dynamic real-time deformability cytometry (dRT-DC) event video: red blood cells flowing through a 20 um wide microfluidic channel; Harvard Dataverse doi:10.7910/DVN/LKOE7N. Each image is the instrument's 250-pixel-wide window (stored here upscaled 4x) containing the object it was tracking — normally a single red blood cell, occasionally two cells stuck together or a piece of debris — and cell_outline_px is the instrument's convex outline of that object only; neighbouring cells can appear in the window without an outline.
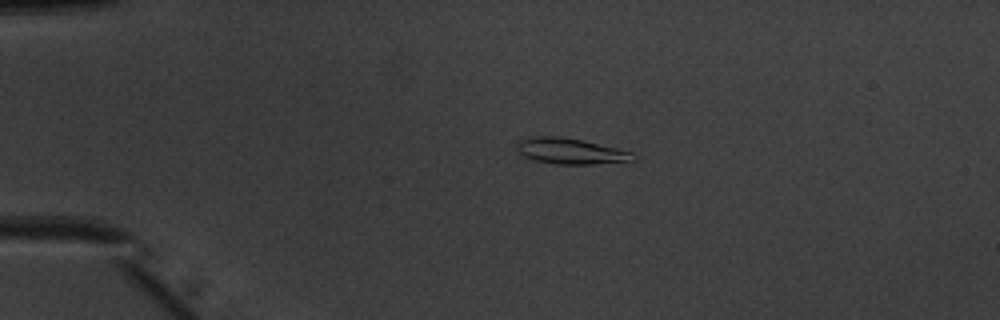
{"species": "common noctule bat (a hibernating species)", "species_latin": "Nyctalus noctula", "temperature_condition": "warm", "stored_images_in_passage": 50, "camera_frame_rate_fps": 3000, "um_per_image_px": 0.085, "animal": {"sex": "male", "body_mass_g": 20.1, "forearm_length_mm": 53.5}, "frame": {"image": 1, "passage_image": 11, "time_ms": 3.333, "image_size_px": [1000, 320], "cell_outline_px": [[636, 160], [588, 164], [556, 164], [532, 160], [524, 156], [516, 148], [516, 144], [520, 140], [532, 136], [560, 136], [584, 140], [632, 152], [636, 156]], "centroid_in_image_um": [48.47, 12.84], "position_along_channel_um": 36.5, "area_um2": 17.51}}
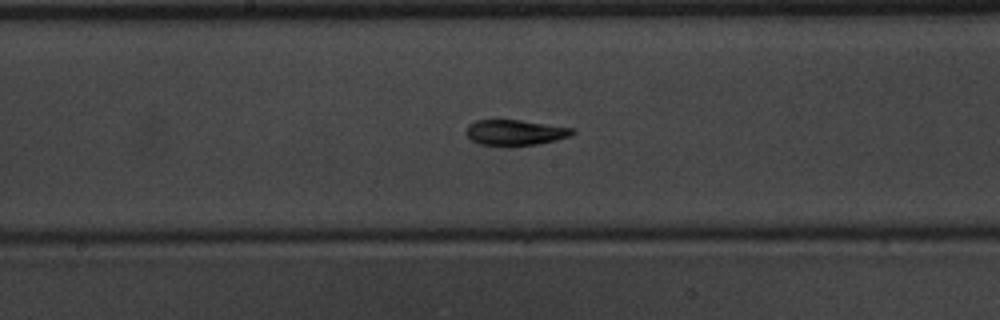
{"frame": {"image": 2, "passage_image": 27, "time_ms": 8.667, "image_size_px": [1000, 320], "cell_outline_px": [[576, 132], [572, 136], [556, 140], [536, 144], [512, 148], [508, 148], [480, 144], [472, 140], [464, 132], [468, 124], [476, 120], [520, 120], [572, 128]], "centroid_in_image_um": [43.76, 11.3], "position_along_channel_um": 204.4, "area_um2": 16.3}}
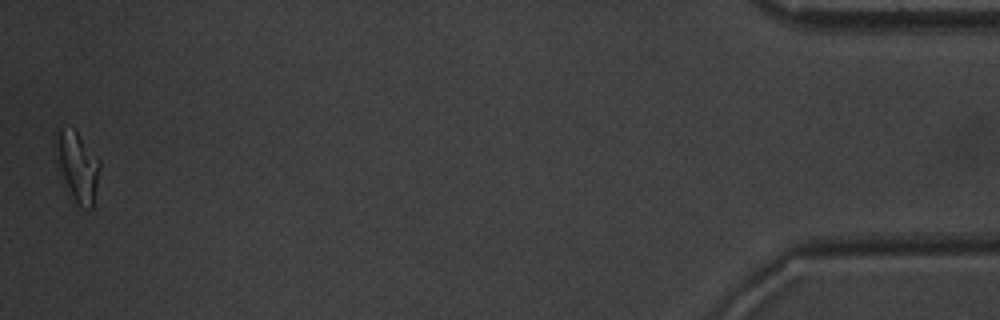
{"frame": {"image": 3, "passage_image": 50, "time_ms": 16.333, "image_size_px": [1000, 320], "cell_outline_px": [[100, 168], [92, 208], [80, 208], [72, 200], [52, 144], [56, 132], [60, 128], [72, 128], [76, 132], [100, 160]], "centroid_in_image_um": [6.57, 14.14], "position_along_channel_um": 428.6, "area_um2": 17.63}, "authors_computed_cell_mechanics": {"area_um2": 16.3285, "velocity_mm_per_s": 4.0258, "shape_relaxation_time_tau1_ms": 3.9827, "shape_relaxation_time_tau2_ms": 2.4986, "deformation_change_tau1": 0.1786, "deformation_change_tau2": 0.0757}}